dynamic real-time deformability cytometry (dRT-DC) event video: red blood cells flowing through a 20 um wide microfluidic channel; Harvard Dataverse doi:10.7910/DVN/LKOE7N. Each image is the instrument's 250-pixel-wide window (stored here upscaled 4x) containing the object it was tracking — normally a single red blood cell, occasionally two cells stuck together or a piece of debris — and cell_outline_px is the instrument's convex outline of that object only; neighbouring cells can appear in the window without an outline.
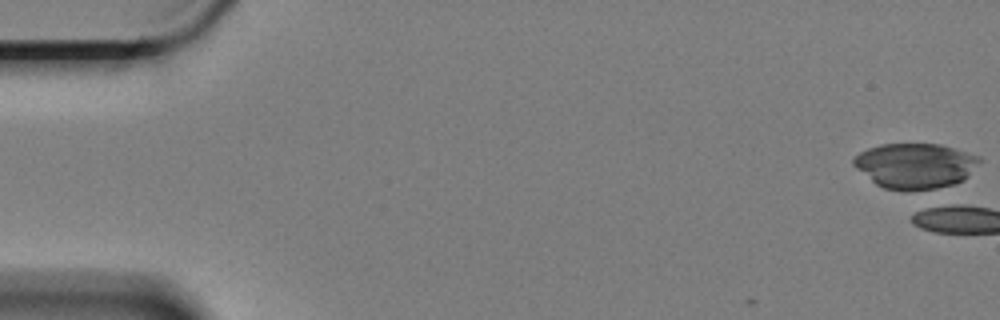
{"species": "Egyptian fruit bat (a non-hibernating species)", "species_latin": "Rousettus aegyptiacus", "temperature_condition": "cold", "stored_images_in_passage": 4, "camera_frame_rate_fps": 3000, "um_per_image_px": 0.085, "animal": {"sex": "female"}, "frame": {"image": 1, "passage_image": 1, "time_ms": 0.0, "image_size_px": [1000, 320], "cell_outline_px": [[980, 160], [968, 176], [964, 180], [928, 192], [904, 192], [884, 188], [876, 184], [856, 168], [852, 164], [852, 160], [860, 152], [868, 148], [880, 144], [940, 144], [980, 156]], "centroid_in_image_um": [77.78, 14.13], "position_along_channel_um": 7.2, "area_um2": 33.7}}